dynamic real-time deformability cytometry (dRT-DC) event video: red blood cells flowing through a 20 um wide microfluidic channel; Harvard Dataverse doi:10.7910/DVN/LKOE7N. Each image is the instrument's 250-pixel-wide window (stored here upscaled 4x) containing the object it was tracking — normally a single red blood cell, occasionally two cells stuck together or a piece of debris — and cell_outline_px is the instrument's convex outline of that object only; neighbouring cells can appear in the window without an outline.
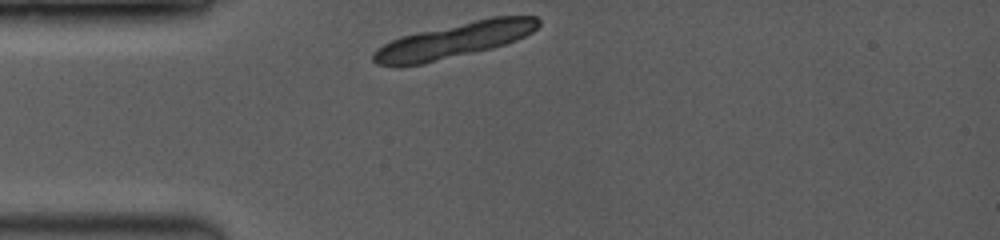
{"species": "common noctule bat (a hibernating species)", "species_latin": "Nyctalus noctula", "temperature_condition": "room temperature", "stored_images_in_passage": 1, "camera_frame_rate_fps": 3500, "um_per_image_px": 0.085, "animal": {"sex": "female", "body_mass_g": 19.0, "forearm_length_mm": 53.3}, "frame": {"image": 1, "passage_image": 1, "time_ms": 0.0, "image_size_px": [1000, 240], "cell_outline_px": [[540, 24], [532, 32], [516, 40], [504, 44], [424, 64], [376, 64], [372, 60], [372, 52], [376, 48], [400, 36], [492, 16], [536, 16], [540, 20]], "centroid_in_image_um": [38.62, 3.4], "position_along_channel_um": 46.4, "area_um2": 33.0}}